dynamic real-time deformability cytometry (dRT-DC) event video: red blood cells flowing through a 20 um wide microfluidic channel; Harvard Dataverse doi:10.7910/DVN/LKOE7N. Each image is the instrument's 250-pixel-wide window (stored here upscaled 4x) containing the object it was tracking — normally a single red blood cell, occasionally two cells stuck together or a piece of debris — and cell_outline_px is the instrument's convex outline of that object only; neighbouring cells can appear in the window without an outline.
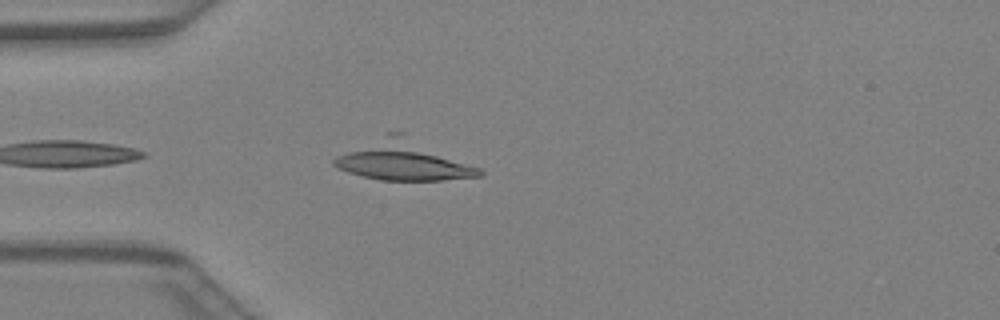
{"species": "Egyptian fruit bat (a non-hibernating species)", "species_latin": "Rousettus aegyptiacus", "temperature_condition": "warm", "stored_images_in_passage": 30, "camera_frame_rate_fps": 3000, "um_per_image_px": 0.085, "animal": {"sex": "female"}, "frame": {"image": 1, "passage_image": 2, "time_ms": 0.333, "image_size_px": [1000, 320], "cell_outline_px": [[484, 176], [440, 180], [380, 180], [348, 172], [336, 168], [332, 164], [332, 160], [336, 156], [388, 132], [404, 132], [480, 168], [484, 172]], "centroid_in_image_um": [34.31, 13.63], "position_along_channel_um": 50.7, "area_um2": 33.64}}
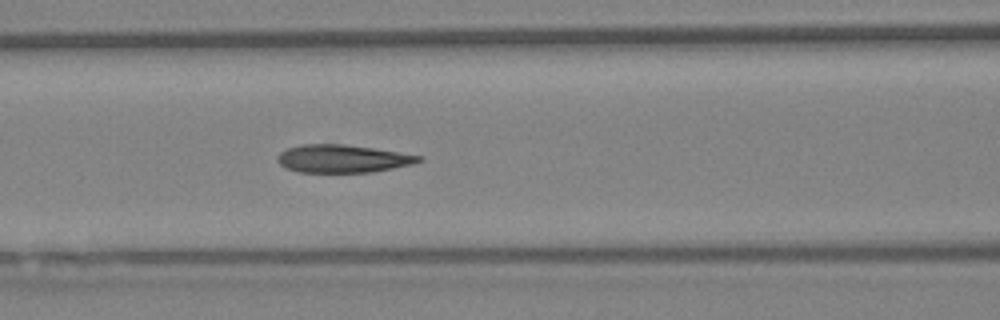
{"frame": {"image": 2, "passage_image": 8, "time_ms": 2.333, "image_size_px": [1000, 320], "cell_outline_px": [[424, 160], [412, 164], [372, 172], [300, 172], [288, 168], [280, 164], [276, 160], [276, 156], [280, 152], [288, 148], [300, 144], [344, 144], [372, 148], [424, 156]], "centroid_in_image_um": [29.12, 13.48], "position_along_channel_um": 137.5, "area_um2": 22.89}}
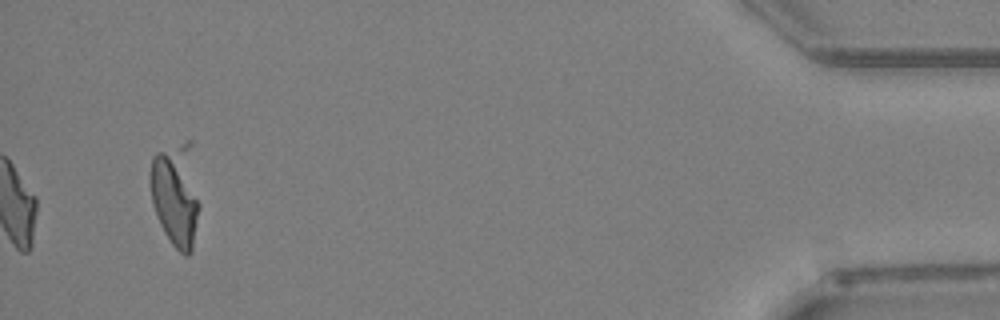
{"frame": {"image": 3, "passage_image": 30, "time_ms": 9.667, "image_size_px": [1000, 320], "cell_outline_px": [[200, 208], [192, 252], [188, 256], [184, 256], [172, 244], [164, 232], [160, 224], [152, 204], [148, 180], [148, 176], [152, 156], [156, 152], [188, 140], [192, 140], [200, 204]], "centroid_in_image_um": [14.96, 16.5], "position_along_channel_um": 420.2, "area_um2": 30.98}}